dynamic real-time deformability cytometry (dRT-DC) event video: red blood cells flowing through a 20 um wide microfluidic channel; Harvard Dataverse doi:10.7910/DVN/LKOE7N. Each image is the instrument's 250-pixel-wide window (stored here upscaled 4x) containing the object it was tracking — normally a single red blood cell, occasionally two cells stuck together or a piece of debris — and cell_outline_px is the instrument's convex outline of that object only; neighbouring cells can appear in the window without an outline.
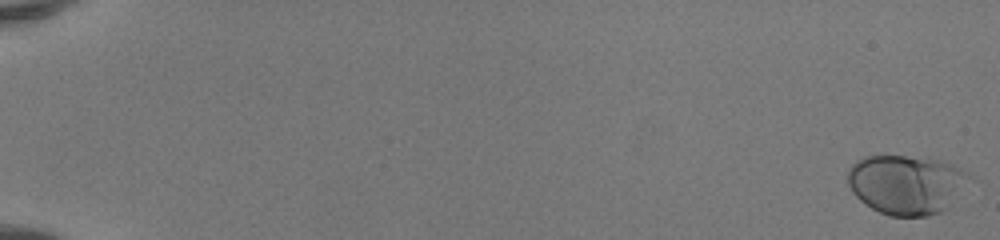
{"species": "human", "species_latin": "Homo sapiens", "temperature_condition": "room temperature", "stored_images_in_passage": 52, "camera_frame_rate_fps": 3000, "um_per_image_px": 0.085, "donor": {"sex": "female"}, "frame": {"image": 1, "passage_image": 1, "time_ms": 0.0, "image_size_px": [1000, 240], "cell_outline_px": [[960, 172], [944, 212], [928, 216], [892, 216], [880, 212], [864, 204], [852, 192], [848, 184], [848, 172], [852, 164], [856, 160], [864, 156], [904, 156], [940, 160], [952, 164]], "centroid_in_image_um": [76.77, 15.68], "position_along_channel_um": 8.2, "area_um2": 39.71}}
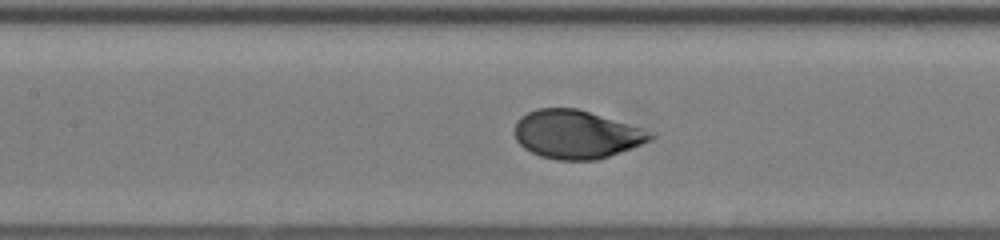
{"frame": {"image": 2, "passage_image": 27, "time_ms": 8.667, "image_size_px": [1000, 240], "cell_outline_px": [[656, 136], [632, 148], [596, 160], [556, 160], [540, 156], [524, 148], [516, 140], [516, 120], [520, 116], [536, 108], [576, 108], [640, 128]], "centroid_in_image_um": [48.92, 11.43], "position_along_channel_um": 158.5, "area_um2": 37.69}}
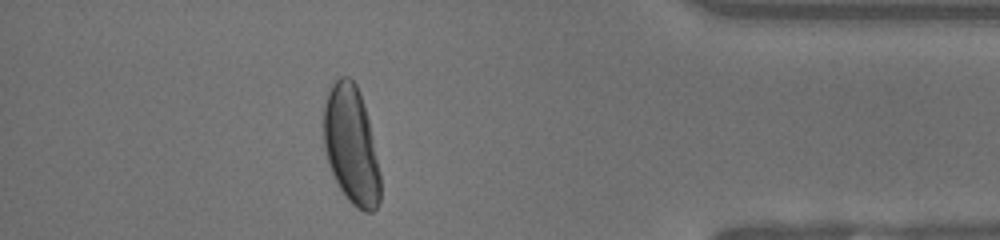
{"frame": {"image": 3, "passage_image": 47, "time_ms": 15.333, "image_size_px": [1000, 240], "cell_outline_px": [[380, 200], [376, 208], [372, 212], [364, 212], [356, 208], [344, 196], [328, 164], [324, 148], [324, 104], [328, 92], [332, 84], [340, 76], [348, 76], [356, 84], [360, 92], [368, 120], [380, 172]], "centroid_in_image_um": [29.85, 12.37], "position_along_channel_um": 405.4, "area_um2": 38.84}, "authors_computed_cell_mechanics": {"area_um2": 38.5526, "velocity_mm_per_s": 4.1312, "shape_relaxation_time_tau1_ms": 2.6747, "shape_relaxation_time_tau2_ms": null, "deformation_change_tau1": 0.1477, "deformation_change_tau2": null}}